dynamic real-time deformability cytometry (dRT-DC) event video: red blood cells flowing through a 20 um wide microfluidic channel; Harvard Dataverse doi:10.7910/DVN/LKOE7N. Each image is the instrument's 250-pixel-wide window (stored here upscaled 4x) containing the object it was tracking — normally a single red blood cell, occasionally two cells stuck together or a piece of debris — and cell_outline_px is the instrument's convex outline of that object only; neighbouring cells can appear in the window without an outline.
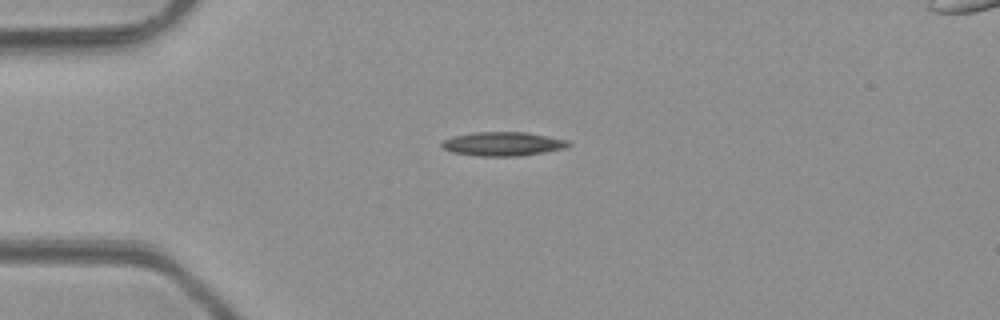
{"species": "common noctule bat (a hibernating species)", "species_latin": "Nyctalus noctula", "temperature_condition": "room temperature", "stored_images_in_passage": 4, "camera_frame_rate_fps": 3000, "um_per_image_px": 0.085, "animal": {"sex": "male", "body_mass_g": 23.1, "forearm_length_mm": 52.7}, "frame": {"image": 1, "passage_image": 1, "time_ms": 0.0, "image_size_px": [1000, 320], "cell_outline_px": [[572, 144], [568, 148], [520, 156], [476, 156], [452, 152], [444, 148], [440, 144], [444, 140], [452, 136], [472, 132], [528, 132], [568, 140]], "centroid_in_image_um": [42.77, 12.23], "position_along_channel_um": 42.2, "area_um2": 17.86}}
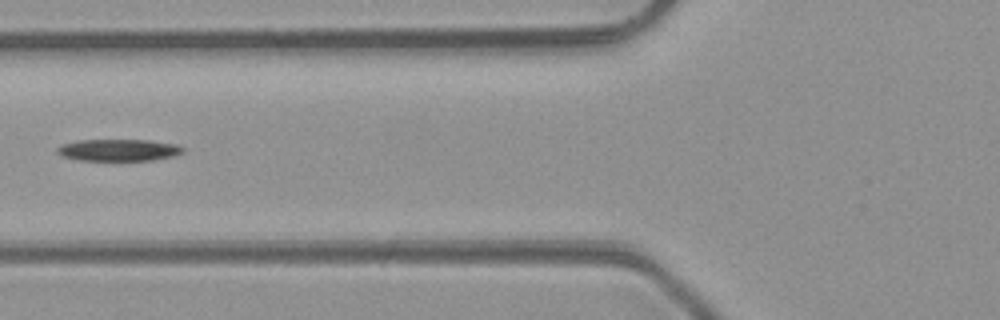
{"frame": {"image": 2, "passage_image": 3, "time_ms": 2.333, "image_size_px": [1000, 320], "cell_outline_px": [[184, 152], [172, 156], [152, 160], [116, 164], [80, 160], [64, 156], [56, 152], [56, 148], [64, 144], [80, 140], [148, 140], [176, 144], [184, 148]], "centroid_in_image_um": [10.09, 12.81], "position_along_channel_um": 115.7, "area_um2": 16.82}}
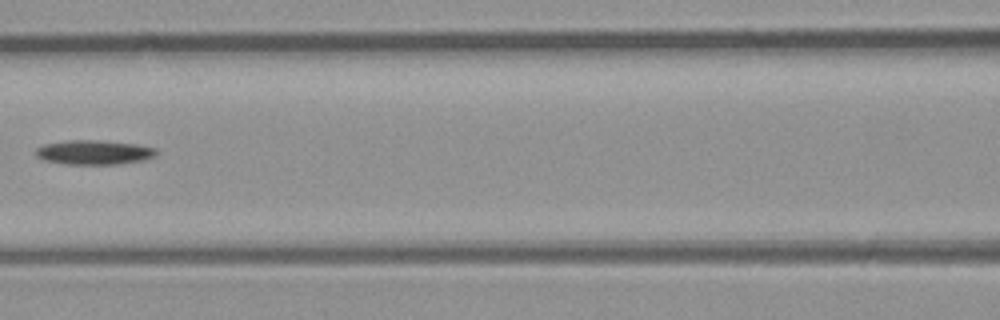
{"frame": {"image": 3, "passage_image": 4, "time_ms": 3.333, "image_size_px": [1000, 320], "cell_outline_px": [[160, 152], [156, 156], [144, 160], [120, 164], [64, 164], [44, 160], [36, 156], [36, 148], [44, 144], [64, 140], [100, 140], [140, 144], [156, 148]], "centroid_in_image_um": [8.04, 12.94], "position_along_channel_um": 158.6, "area_um2": 17.51}}